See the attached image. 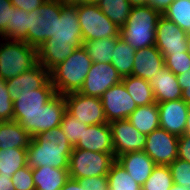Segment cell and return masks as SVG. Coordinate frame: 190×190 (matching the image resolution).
I'll use <instances>...</instances> for the list:
<instances>
[{
  "mask_svg": "<svg viewBox=\"0 0 190 190\" xmlns=\"http://www.w3.org/2000/svg\"><path fill=\"white\" fill-rule=\"evenodd\" d=\"M12 6L10 0H0V37L8 29V23H11Z\"/></svg>",
  "mask_w": 190,
  "mask_h": 190,
  "instance_id": "40",
  "label": "cell"
},
{
  "mask_svg": "<svg viewBox=\"0 0 190 190\" xmlns=\"http://www.w3.org/2000/svg\"><path fill=\"white\" fill-rule=\"evenodd\" d=\"M116 161L141 187L150 177L155 162L144 152H128L116 157Z\"/></svg>",
  "mask_w": 190,
  "mask_h": 190,
  "instance_id": "20",
  "label": "cell"
},
{
  "mask_svg": "<svg viewBox=\"0 0 190 190\" xmlns=\"http://www.w3.org/2000/svg\"><path fill=\"white\" fill-rule=\"evenodd\" d=\"M50 80V72L37 63L15 78L5 80L9 95L14 100L18 95L42 88Z\"/></svg>",
  "mask_w": 190,
  "mask_h": 190,
  "instance_id": "17",
  "label": "cell"
},
{
  "mask_svg": "<svg viewBox=\"0 0 190 190\" xmlns=\"http://www.w3.org/2000/svg\"><path fill=\"white\" fill-rule=\"evenodd\" d=\"M164 62L166 68L177 76L190 69V52L168 55Z\"/></svg>",
  "mask_w": 190,
  "mask_h": 190,
  "instance_id": "37",
  "label": "cell"
},
{
  "mask_svg": "<svg viewBox=\"0 0 190 190\" xmlns=\"http://www.w3.org/2000/svg\"><path fill=\"white\" fill-rule=\"evenodd\" d=\"M143 151L156 165L169 166L178 158V136L159 127L147 135Z\"/></svg>",
  "mask_w": 190,
  "mask_h": 190,
  "instance_id": "10",
  "label": "cell"
},
{
  "mask_svg": "<svg viewBox=\"0 0 190 190\" xmlns=\"http://www.w3.org/2000/svg\"><path fill=\"white\" fill-rule=\"evenodd\" d=\"M0 190H16L11 179L5 175H0Z\"/></svg>",
  "mask_w": 190,
  "mask_h": 190,
  "instance_id": "47",
  "label": "cell"
},
{
  "mask_svg": "<svg viewBox=\"0 0 190 190\" xmlns=\"http://www.w3.org/2000/svg\"><path fill=\"white\" fill-rule=\"evenodd\" d=\"M178 158L190 162V135L178 136Z\"/></svg>",
  "mask_w": 190,
  "mask_h": 190,
  "instance_id": "42",
  "label": "cell"
},
{
  "mask_svg": "<svg viewBox=\"0 0 190 190\" xmlns=\"http://www.w3.org/2000/svg\"><path fill=\"white\" fill-rule=\"evenodd\" d=\"M73 148L63 130L60 127H54L30 139L26 149L27 164L32 169L43 166L68 169Z\"/></svg>",
  "mask_w": 190,
  "mask_h": 190,
  "instance_id": "2",
  "label": "cell"
},
{
  "mask_svg": "<svg viewBox=\"0 0 190 190\" xmlns=\"http://www.w3.org/2000/svg\"><path fill=\"white\" fill-rule=\"evenodd\" d=\"M14 7H17L25 12H32L36 8H40V6L46 0H10Z\"/></svg>",
  "mask_w": 190,
  "mask_h": 190,
  "instance_id": "43",
  "label": "cell"
},
{
  "mask_svg": "<svg viewBox=\"0 0 190 190\" xmlns=\"http://www.w3.org/2000/svg\"><path fill=\"white\" fill-rule=\"evenodd\" d=\"M131 6L148 5V0H127Z\"/></svg>",
  "mask_w": 190,
  "mask_h": 190,
  "instance_id": "50",
  "label": "cell"
},
{
  "mask_svg": "<svg viewBox=\"0 0 190 190\" xmlns=\"http://www.w3.org/2000/svg\"><path fill=\"white\" fill-rule=\"evenodd\" d=\"M73 149L110 153L115 157L112 131L109 123L89 125L87 128H84L82 138Z\"/></svg>",
  "mask_w": 190,
  "mask_h": 190,
  "instance_id": "18",
  "label": "cell"
},
{
  "mask_svg": "<svg viewBox=\"0 0 190 190\" xmlns=\"http://www.w3.org/2000/svg\"><path fill=\"white\" fill-rule=\"evenodd\" d=\"M31 136L16 121L0 122V149L24 148L29 146Z\"/></svg>",
  "mask_w": 190,
  "mask_h": 190,
  "instance_id": "23",
  "label": "cell"
},
{
  "mask_svg": "<svg viewBox=\"0 0 190 190\" xmlns=\"http://www.w3.org/2000/svg\"><path fill=\"white\" fill-rule=\"evenodd\" d=\"M13 105L5 80L0 79V122L13 120Z\"/></svg>",
  "mask_w": 190,
  "mask_h": 190,
  "instance_id": "38",
  "label": "cell"
},
{
  "mask_svg": "<svg viewBox=\"0 0 190 190\" xmlns=\"http://www.w3.org/2000/svg\"><path fill=\"white\" fill-rule=\"evenodd\" d=\"M122 81V77L111 63L92 62L79 93L100 98L110 87Z\"/></svg>",
  "mask_w": 190,
  "mask_h": 190,
  "instance_id": "12",
  "label": "cell"
},
{
  "mask_svg": "<svg viewBox=\"0 0 190 190\" xmlns=\"http://www.w3.org/2000/svg\"><path fill=\"white\" fill-rule=\"evenodd\" d=\"M44 43H66L76 48L83 46L82 30L76 7L67 5L62 7L60 17H56L54 36Z\"/></svg>",
  "mask_w": 190,
  "mask_h": 190,
  "instance_id": "15",
  "label": "cell"
},
{
  "mask_svg": "<svg viewBox=\"0 0 190 190\" xmlns=\"http://www.w3.org/2000/svg\"><path fill=\"white\" fill-rule=\"evenodd\" d=\"M84 41L120 37V28L99 8L98 4L76 6Z\"/></svg>",
  "mask_w": 190,
  "mask_h": 190,
  "instance_id": "8",
  "label": "cell"
},
{
  "mask_svg": "<svg viewBox=\"0 0 190 190\" xmlns=\"http://www.w3.org/2000/svg\"><path fill=\"white\" fill-rule=\"evenodd\" d=\"M173 183L190 187V162L177 158L169 166Z\"/></svg>",
  "mask_w": 190,
  "mask_h": 190,
  "instance_id": "36",
  "label": "cell"
},
{
  "mask_svg": "<svg viewBox=\"0 0 190 190\" xmlns=\"http://www.w3.org/2000/svg\"><path fill=\"white\" fill-rule=\"evenodd\" d=\"M115 158L128 152L143 151L147 135L139 132L127 119L109 123Z\"/></svg>",
  "mask_w": 190,
  "mask_h": 190,
  "instance_id": "14",
  "label": "cell"
},
{
  "mask_svg": "<svg viewBox=\"0 0 190 190\" xmlns=\"http://www.w3.org/2000/svg\"><path fill=\"white\" fill-rule=\"evenodd\" d=\"M35 190H61L70 178L68 169L50 166L32 169Z\"/></svg>",
  "mask_w": 190,
  "mask_h": 190,
  "instance_id": "22",
  "label": "cell"
},
{
  "mask_svg": "<svg viewBox=\"0 0 190 190\" xmlns=\"http://www.w3.org/2000/svg\"><path fill=\"white\" fill-rule=\"evenodd\" d=\"M159 127L177 136L185 134L189 106L182 99L157 103Z\"/></svg>",
  "mask_w": 190,
  "mask_h": 190,
  "instance_id": "16",
  "label": "cell"
},
{
  "mask_svg": "<svg viewBox=\"0 0 190 190\" xmlns=\"http://www.w3.org/2000/svg\"><path fill=\"white\" fill-rule=\"evenodd\" d=\"M164 65V57L155 45L138 49L134 55L132 75L150 81Z\"/></svg>",
  "mask_w": 190,
  "mask_h": 190,
  "instance_id": "19",
  "label": "cell"
},
{
  "mask_svg": "<svg viewBox=\"0 0 190 190\" xmlns=\"http://www.w3.org/2000/svg\"><path fill=\"white\" fill-rule=\"evenodd\" d=\"M149 82L153 89L156 103L173 101L182 97V90L176 75L167 69L165 65Z\"/></svg>",
  "mask_w": 190,
  "mask_h": 190,
  "instance_id": "21",
  "label": "cell"
},
{
  "mask_svg": "<svg viewBox=\"0 0 190 190\" xmlns=\"http://www.w3.org/2000/svg\"><path fill=\"white\" fill-rule=\"evenodd\" d=\"M188 37L189 35L174 22L162 15L158 18L155 46L164 59L171 54L190 52Z\"/></svg>",
  "mask_w": 190,
  "mask_h": 190,
  "instance_id": "11",
  "label": "cell"
},
{
  "mask_svg": "<svg viewBox=\"0 0 190 190\" xmlns=\"http://www.w3.org/2000/svg\"><path fill=\"white\" fill-rule=\"evenodd\" d=\"M61 190H85L81 182L76 179L69 178Z\"/></svg>",
  "mask_w": 190,
  "mask_h": 190,
  "instance_id": "46",
  "label": "cell"
},
{
  "mask_svg": "<svg viewBox=\"0 0 190 190\" xmlns=\"http://www.w3.org/2000/svg\"><path fill=\"white\" fill-rule=\"evenodd\" d=\"M89 125L85 123H79L75 121V117L70 115L67 111L63 114L60 128L63 130L67 140L74 147L78 141L82 138L84 128Z\"/></svg>",
  "mask_w": 190,
  "mask_h": 190,
  "instance_id": "35",
  "label": "cell"
},
{
  "mask_svg": "<svg viewBox=\"0 0 190 190\" xmlns=\"http://www.w3.org/2000/svg\"><path fill=\"white\" fill-rule=\"evenodd\" d=\"M122 82L138 107L156 102L153 95V89L148 80L130 75L123 77Z\"/></svg>",
  "mask_w": 190,
  "mask_h": 190,
  "instance_id": "26",
  "label": "cell"
},
{
  "mask_svg": "<svg viewBox=\"0 0 190 190\" xmlns=\"http://www.w3.org/2000/svg\"><path fill=\"white\" fill-rule=\"evenodd\" d=\"M13 104V121L21 124L31 138L60 127L66 112L65 98L56 93L51 80L42 88L18 95Z\"/></svg>",
  "mask_w": 190,
  "mask_h": 190,
  "instance_id": "1",
  "label": "cell"
},
{
  "mask_svg": "<svg viewBox=\"0 0 190 190\" xmlns=\"http://www.w3.org/2000/svg\"><path fill=\"white\" fill-rule=\"evenodd\" d=\"M11 180L16 190H35L32 168L28 165L17 170Z\"/></svg>",
  "mask_w": 190,
  "mask_h": 190,
  "instance_id": "39",
  "label": "cell"
},
{
  "mask_svg": "<svg viewBox=\"0 0 190 190\" xmlns=\"http://www.w3.org/2000/svg\"><path fill=\"white\" fill-rule=\"evenodd\" d=\"M107 123L115 120L128 119L129 115L137 109V105L127 92L123 82L113 85L100 97Z\"/></svg>",
  "mask_w": 190,
  "mask_h": 190,
  "instance_id": "13",
  "label": "cell"
},
{
  "mask_svg": "<svg viewBox=\"0 0 190 190\" xmlns=\"http://www.w3.org/2000/svg\"><path fill=\"white\" fill-rule=\"evenodd\" d=\"M173 179L168 166L156 165L150 177L142 185V190H170Z\"/></svg>",
  "mask_w": 190,
  "mask_h": 190,
  "instance_id": "34",
  "label": "cell"
},
{
  "mask_svg": "<svg viewBox=\"0 0 190 190\" xmlns=\"http://www.w3.org/2000/svg\"><path fill=\"white\" fill-rule=\"evenodd\" d=\"M162 16L190 35V0H174Z\"/></svg>",
  "mask_w": 190,
  "mask_h": 190,
  "instance_id": "32",
  "label": "cell"
},
{
  "mask_svg": "<svg viewBox=\"0 0 190 190\" xmlns=\"http://www.w3.org/2000/svg\"><path fill=\"white\" fill-rule=\"evenodd\" d=\"M116 158L110 153L72 149L69 157V177L81 180L86 177L107 176Z\"/></svg>",
  "mask_w": 190,
  "mask_h": 190,
  "instance_id": "7",
  "label": "cell"
},
{
  "mask_svg": "<svg viewBox=\"0 0 190 190\" xmlns=\"http://www.w3.org/2000/svg\"><path fill=\"white\" fill-rule=\"evenodd\" d=\"M185 134L190 135V106L188 109V117H187V122H186Z\"/></svg>",
  "mask_w": 190,
  "mask_h": 190,
  "instance_id": "51",
  "label": "cell"
},
{
  "mask_svg": "<svg viewBox=\"0 0 190 190\" xmlns=\"http://www.w3.org/2000/svg\"><path fill=\"white\" fill-rule=\"evenodd\" d=\"M109 190H142L127 171L115 161L107 174Z\"/></svg>",
  "mask_w": 190,
  "mask_h": 190,
  "instance_id": "33",
  "label": "cell"
},
{
  "mask_svg": "<svg viewBox=\"0 0 190 190\" xmlns=\"http://www.w3.org/2000/svg\"><path fill=\"white\" fill-rule=\"evenodd\" d=\"M135 51L123 39L119 38L117 40L111 64L116 68L122 78L132 75Z\"/></svg>",
  "mask_w": 190,
  "mask_h": 190,
  "instance_id": "28",
  "label": "cell"
},
{
  "mask_svg": "<svg viewBox=\"0 0 190 190\" xmlns=\"http://www.w3.org/2000/svg\"><path fill=\"white\" fill-rule=\"evenodd\" d=\"M64 5L67 6H80L88 3V0H60Z\"/></svg>",
  "mask_w": 190,
  "mask_h": 190,
  "instance_id": "48",
  "label": "cell"
},
{
  "mask_svg": "<svg viewBox=\"0 0 190 190\" xmlns=\"http://www.w3.org/2000/svg\"><path fill=\"white\" fill-rule=\"evenodd\" d=\"M139 132L148 135L159 128V109L157 103L139 106L127 119Z\"/></svg>",
  "mask_w": 190,
  "mask_h": 190,
  "instance_id": "25",
  "label": "cell"
},
{
  "mask_svg": "<svg viewBox=\"0 0 190 190\" xmlns=\"http://www.w3.org/2000/svg\"><path fill=\"white\" fill-rule=\"evenodd\" d=\"M188 40H189V48H190V35H189V37H188ZM189 51H190V49H189Z\"/></svg>",
  "mask_w": 190,
  "mask_h": 190,
  "instance_id": "54",
  "label": "cell"
},
{
  "mask_svg": "<svg viewBox=\"0 0 190 190\" xmlns=\"http://www.w3.org/2000/svg\"><path fill=\"white\" fill-rule=\"evenodd\" d=\"M174 0H148V5L161 15Z\"/></svg>",
  "mask_w": 190,
  "mask_h": 190,
  "instance_id": "44",
  "label": "cell"
},
{
  "mask_svg": "<svg viewBox=\"0 0 190 190\" xmlns=\"http://www.w3.org/2000/svg\"><path fill=\"white\" fill-rule=\"evenodd\" d=\"M170 190H190V187H184V186L173 183V186Z\"/></svg>",
  "mask_w": 190,
  "mask_h": 190,
  "instance_id": "52",
  "label": "cell"
},
{
  "mask_svg": "<svg viewBox=\"0 0 190 190\" xmlns=\"http://www.w3.org/2000/svg\"><path fill=\"white\" fill-rule=\"evenodd\" d=\"M64 4L60 0H46L40 8L28 12L29 30L24 40L28 45L38 49L55 34L56 17Z\"/></svg>",
  "mask_w": 190,
  "mask_h": 190,
  "instance_id": "6",
  "label": "cell"
},
{
  "mask_svg": "<svg viewBox=\"0 0 190 190\" xmlns=\"http://www.w3.org/2000/svg\"><path fill=\"white\" fill-rule=\"evenodd\" d=\"M63 96L66 101V111L75 117L76 122L87 125L107 123L100 98L85 96L79 92H72Z\"/></svg>",
  "mask_w": 190,
  "mask_h": 190,
  "instance_id": "9",
  "label": "cell"
},
{
  "mask_svg": "<svg viewBox=\"0 0 190 190\" xmlns=\"http://www.w3.org/2000/svg\"><path fill=\"white\" fill-rule=\"evenodd\" d=\"M176 77L182 91L185 90L187 86H190V69L186 70L182 74L177 75Z\"/></svg>",
  "mask_w": 190,
  "mask_h": 190,
  "instance_id": "45",
  "label": "cell"
},
{
  "mask_svg": "<svg viewBox=\"0 0 190 190\" xmlns=\"http://www.w3.org/2000/svg\"><path fill=\"white\" fill-rule=\"evenodd\" d=\"M101 0H88V4H99Z\"/></svg>",
  "mask_w": 190,
  "mask_h": 190,
  "instance_id": "53",
  "label": "cell"
},
{
  "mask_svg": "<svg viewBox=\"0 0 190 190\" xmlns=\"http://www.w3.org/2000/svg\"><path fill=\"white\" fill-rule=\"evenodd\" d=\"M181 99L190 105V86H187V88L182 91Z\"/></svg>",
  "mask_w": 190,
  "mask_h": 190,
  "instance_id": "49",
  "label": "cell"
},
{
  "mask_svg": "<svg viewBox=\"0 0 190 190\" xmlns=\"http://www.w3.org/2000/svg\"><path fill=\"white\" fill-rule=\"evenodd\" d=\"M98 6L119 28H121L129 18L132 8L127 0H101Z\"/></svg>",
  "mask_w": 190,
  "mask_h": 190,
  "instance_id": "31",
  "label": "cell"
},
{
  "mask_svg": "<svg viewBox=\"0 0 190 190\" xmlns=\"http://www.w3.org/2000/svg\"><path fill=\"white\" fill-rule=\"evenodd\" d=\"M160 16L149 5L133 6L129 18L120 28V38L135 50L155 45L156 24Z\"/></svg>",
  "mask_w": 190,
  "mask_h": 190,
  "instance_id": "4",
  "label": "cell"
},
{
  "mask_svg": "<svg viewBox=\"0 0 190 190\" xmlns=\"http://www.w3.org/2000/svg\"><path fill=\"white\" fill-rule=\"evenodd\" d=\"M92 61L82 46L50 71V80L56 93L65 95L79 92L90 70Z\"/></svg>",
  "mask_w": 190,
  "mask_h": 190,
  "instance_id": "3",
  "label": "cell"
},
{
  "mask_svg": "<svg viewBox=\"0 0 190 190\" xmlns=\"http://www.w3.org/2000/svg\"><path fill=\"white\" fill-rule=\"evenodd\" d=\"M27 164V151L24 148L0 149V175L8 179Z\"/></svg>",
  "mask_w": 190,
  "mask_h": 190,
  "instance_id": "29",
  "label": "cell"
},
{
  "mask_svg": "<svg viewBox=\"0 0 190 190\" xmlns=\"http://www.w3.org/2000/svg\"><path fill=\"white\" fill-rule=\"evenodd\" d=\"M79 181L85 190H109L107 176L86 177Z\"/></svg>",
  "mask_w": 190,
  "mask_h": 190,
  "instance_id": "41",
  "label": "cell"
},
{
  "mask_svg": "<svg viewBox=\"0 0 190 190\" xmlns=\"http://www.w3.org/2000/svg\"><path fill=\"white\" fill-rule=\"evenodd\" d=\"M37 63L36 48L22 40L0 39V79L15 78Z\"/></svg>",
  "mask_w": 190,
  "mask_h": 190,
  "instance_id": "5",
  "label": "cell"
},
{
  "mask_svg": "<svg viewBox=\"0 0 190 190\" xmlns=\"http://www.w3.org/2000/svg\"><path fill=\"white\" fill-rule=\"evenodd\" d=\"M119 38L120 37H108L106 39L102 38L84 41L83 47L90 56L92 62L111 63L113 51Z\"/></svg>",
  "mask_w": 190,
  "mask_h": 190,
  "instance_id": "27",
  "label": "cell"
},
{
  "mask_svg": "<svg viewBox=\"0 0 190 190\" xmlns=\"http://www.w3.org/2000/svg\"><path fill=\"white\" fill-rule=\"evenodd\" d=\"M28 30V12L12 6L11 23H8V29L1 38L24 41L27 38Z\"/></svg>",
  "mask_w": 190,
  "mask_h": 190,
  "instance_id": "30",
  "label": "cell"
},
{
  "mask_svg": "<svg viewBox=\"0 0 190 190\" xmlns=\"http://www.w3.org/2000/svg\"><path fill=\"white\" fill-rule=\"evenodd\" d=\"M76 49L74 45L66 43H43L37 49L38 63L49 72L62 63Z\"/></svg>",
  "mask_w": 190,
  "mask_h": 190,
  "instance_id": "24",
  "label": "cell"
}]
</instances>
